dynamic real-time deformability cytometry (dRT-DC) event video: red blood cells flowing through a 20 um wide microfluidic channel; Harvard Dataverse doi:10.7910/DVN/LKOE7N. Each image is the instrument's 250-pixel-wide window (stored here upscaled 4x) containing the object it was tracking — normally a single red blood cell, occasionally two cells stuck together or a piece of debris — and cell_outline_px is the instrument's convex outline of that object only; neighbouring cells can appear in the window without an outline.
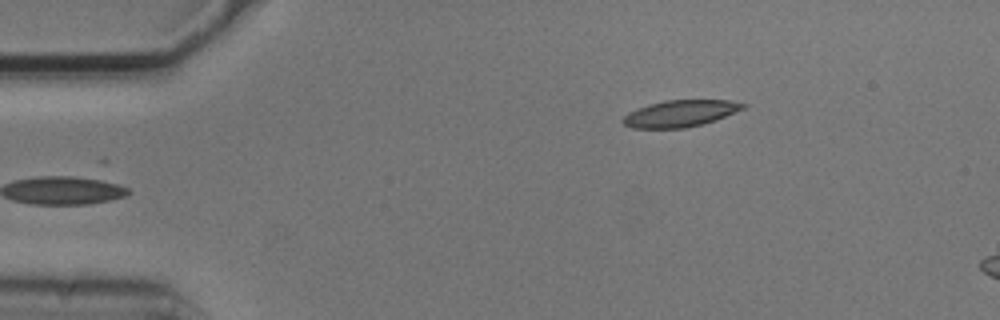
{"species": "common noctule bat (a hibernating species)", "species_latin": "Nyctalus noctula", "temperature_condition": "cold", "stored_images_in_passage": 2, "camera_frame_rate_fps": 3000, "um_per_image_px": 0.085, "animal": {"sex": "male", "body_mass_g": 20.5, "forearm_length_mm": 52.5}, "frame": {"image": 1, "passage_image": 1, "time_ms": 0.0, "image_size_px": [1000, 320], "cell_outline_px": [[748, 104], [744, 108], [716, 120], [704, 124], [684, 128], [632, 128], [624, 124], [620, 120], [628, 112], [648, 104], [664, 100], [728, 100]], "centroid_in_image_um": [57.8, 9.64], "position_along_channel_um": 27.2, "area_um2": 18.73}}